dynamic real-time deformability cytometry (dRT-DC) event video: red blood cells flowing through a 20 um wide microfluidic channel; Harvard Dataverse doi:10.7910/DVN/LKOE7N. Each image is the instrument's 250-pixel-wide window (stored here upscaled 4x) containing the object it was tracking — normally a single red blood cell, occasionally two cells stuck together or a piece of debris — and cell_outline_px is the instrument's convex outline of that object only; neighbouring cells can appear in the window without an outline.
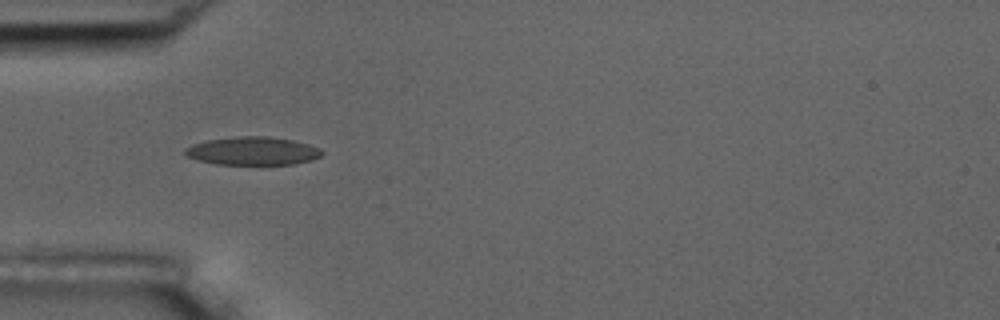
{"species": "common noctule bat (a hibernating species)", "species_latin": "Nyctalus noctula", "temperature_condition": "room temperature", "stored_images_in_passage": 2, "camera_frame_rate_fps": 3000, "um_per_image_px": 0.085, "animal": {"sex": "male", "body_mass_g": 17.5, "forearm_length_mm": 52.3}, "frame": {"image": 1, "passage_image": 1, "time_ms": 0.0, "image_size_px": [1000, 320], "cell_outline_px": [[324, 152], [320, 156], [312, 160], [292, 164], [216, 164], [196, 160], [188, 156], [184, 152], [184, 148], [192, 144], [208, 140], [240, 136], [268, 136], [292, 140], [308, 144], [320, 148]], "centroid_in_image_um": [21.48, 12.83], "position_along_channel_um": 63.5, "area_um2": 22.43}}